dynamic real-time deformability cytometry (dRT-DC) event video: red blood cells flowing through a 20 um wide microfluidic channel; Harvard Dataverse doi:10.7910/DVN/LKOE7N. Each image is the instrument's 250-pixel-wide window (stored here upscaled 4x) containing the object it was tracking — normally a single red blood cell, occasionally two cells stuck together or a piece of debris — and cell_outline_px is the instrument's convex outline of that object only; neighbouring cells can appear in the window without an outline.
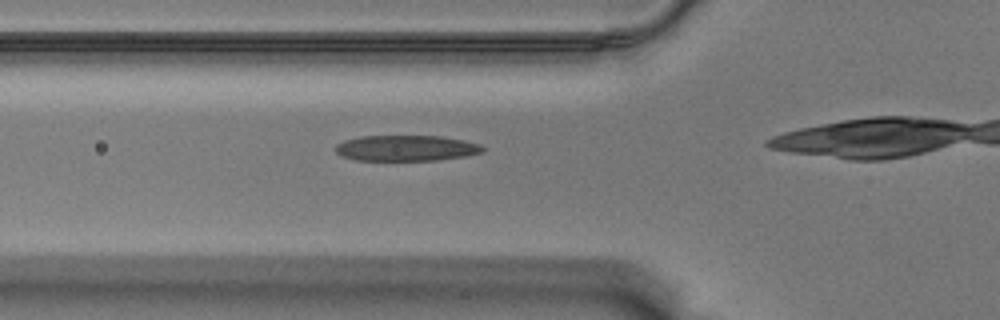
{"species": "Egyptian fruit bat (a non-hibernating species)", "species_latin": "Rousettus aegyptiacus", "temperature_condition": "warm", "stored_images_in_passage": 19, "camera_frame_rate_fps": 3000, "um_per_image_px": 0.085, "animal": {"sex": "male"}, "frame": {"image": 1, "passage_image": 14, "time_ms": 4.333, "image_size_px": [1000, 320], "cell_outline_px": [[484, 152], [468, 156], [436, 160], [356, 160], [340, 156], [336, 152], [336, 144], [344, 140], [360, 136], [440, 136], [464, 140], [480, 144], [484, 148]], "centroid_in_image_um": [34.53, 12.59], "position_along_channel_um": 91.3, "area_um2": 22.2}}
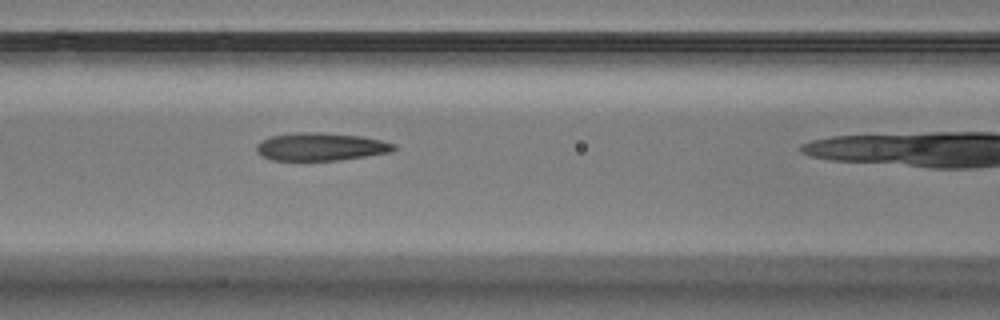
{"frame": {"image": 2, "passage_image": 18, "time_ms": 5.667, "image_size_px": [1000, 320], "cell_outline_px": [[396, 148], [392, 152], [340, 160], [272, 160], [260, 156], [256, 152], [256, 144], [260, 140], [272, 136], [296, 132], [320, 132], [360, 136], [380, 140], [396, 144]], "centroid_in_image_um": [27.23, 12.47], "position_along_channel_um": 139.4, "area_um2": 22.43}}